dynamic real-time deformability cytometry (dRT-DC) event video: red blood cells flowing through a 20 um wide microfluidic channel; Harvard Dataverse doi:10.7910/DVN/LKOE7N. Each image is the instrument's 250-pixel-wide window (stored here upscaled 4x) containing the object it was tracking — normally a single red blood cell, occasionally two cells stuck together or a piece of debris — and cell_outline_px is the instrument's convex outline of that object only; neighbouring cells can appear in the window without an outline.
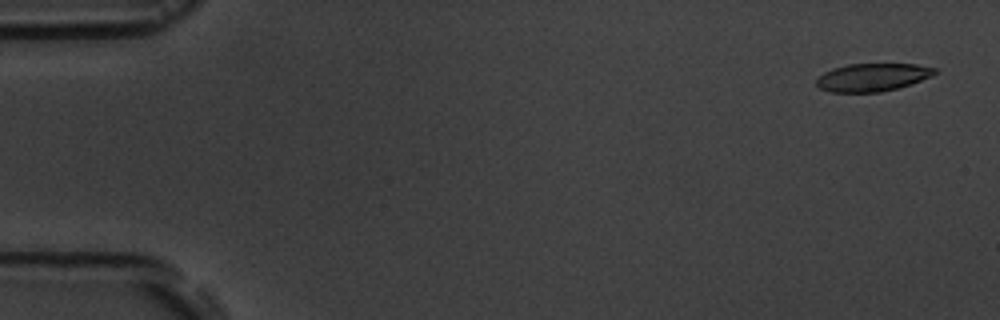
{"species": "common noctule bat (a hibernating species)", "species_latin": "Nyctalus noctula", "temperature_condition": "room temperature", "stored_images_in_passage": 5, "camera_frame_rate_fps": 3000, "um_per_image_px": 0.085, "animal": {"sex": "male", "body_mass_g": 19.5, "forearm_length_mm": 54.6}, "frame": {"image": 1, "passage_image": 1, "time_ms": 0.0, "image_size_px": [1000, 320], "cell_outline_px": [[936, 72], [932, 76], [912, 84], [880, 92], [832, 92], [820, 88], [816, 84], [816, 80], [824, 72], [832, 68], [848, 64], [916, 64], [936, 68]], "centroid_in_image_um": [74.16, 6.56], "position_along_channel_um": 10.8, "area_um2": 19.19}}
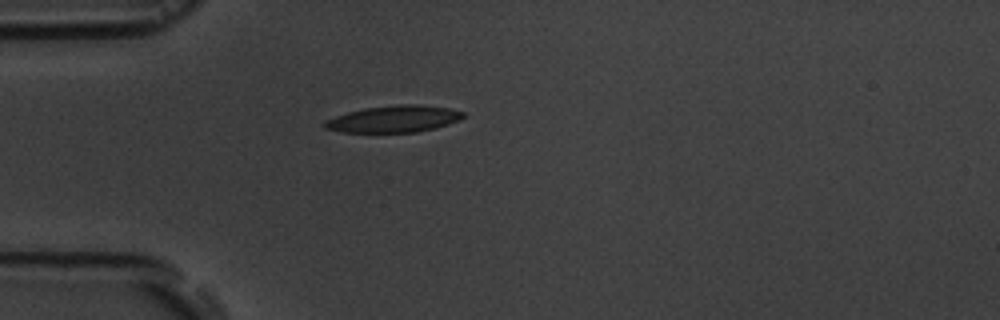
{"frame": {"image": 2, "passage_image": 4, "time_ms": 4.333, "image_size_px": [1000, 320], "cell_outline_px": [[464, 116], [460, 120], [436, 128], [416, 132], [344, 132], [324, 128], [324, 120], [348, 112], [364, 108], [396, 104], [420, 104], [448, 108], [464, 112]], "centroid_in_image_um": [33.49, 10.1], "position_along_channel_um": 51.5, "area_um2": 21.62}}